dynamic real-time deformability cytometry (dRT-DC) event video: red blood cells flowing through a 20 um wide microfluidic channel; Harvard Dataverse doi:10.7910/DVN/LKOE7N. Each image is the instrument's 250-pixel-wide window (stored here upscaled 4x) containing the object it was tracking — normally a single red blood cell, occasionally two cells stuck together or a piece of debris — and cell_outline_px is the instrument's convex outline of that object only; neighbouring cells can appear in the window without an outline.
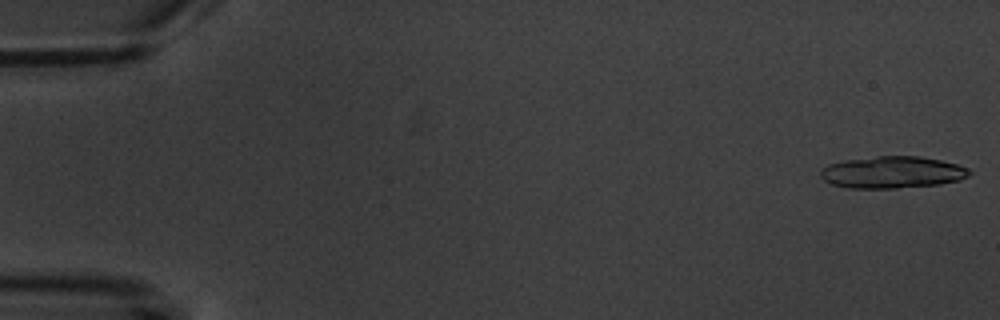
{"species": "common noctule bat (a hibernating species)", "species_latin": "Nyctalus noctula", "temperature_condition": "warm", "stored_images_in_passage": 4, "camera_frame_rate_fps": 3000, "um_per_image_px": 0.085, "animal": {"sex": "male", "body_mass_g": 20.1, "forearm_length_mm": 53.5}, "frame": {"image": 1, "passage_image": 1, "time_ms": 0.0, "image_size_px": [1000, 320], "cell_outline_px": [[972, 172], [968, 176], [960, 180], [940, 184], [896, 188], [848, 188], [832, 184], [824, 180], [820, 176], [820, 168], [828, 164], [844, 160], [876, 156], [920, 156], [940, 160], [956, 164], [968, 168]], "centroid_in_image_um": [75.83, 14.64], "position_along_channel_um": 9.2, "area_um2": 27.8}}